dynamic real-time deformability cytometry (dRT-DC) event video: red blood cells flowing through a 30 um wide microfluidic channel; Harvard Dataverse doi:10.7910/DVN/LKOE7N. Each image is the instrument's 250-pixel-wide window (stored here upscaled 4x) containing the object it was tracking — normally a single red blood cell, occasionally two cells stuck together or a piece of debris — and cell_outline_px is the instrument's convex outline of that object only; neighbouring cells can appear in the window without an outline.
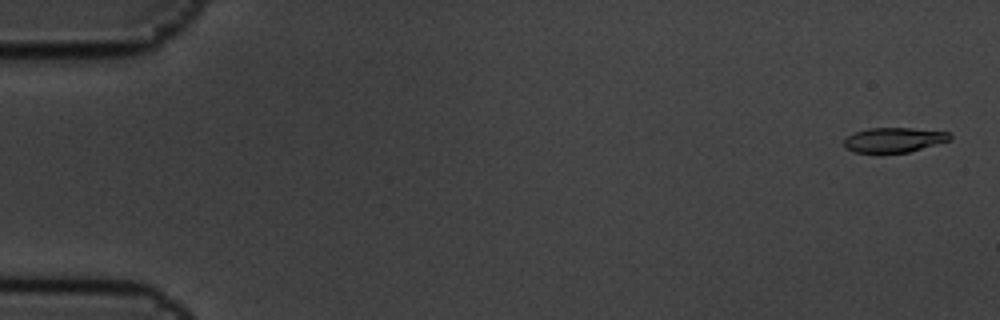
{"species": "common noctule bat (a hibernating species)", "species_latin": "Nyctalus noctula", "temperature_condition": "cold", "stored_images_in_passage": 5, "camera_frame_rate_fps": 3000, "um_per_image_px": 0.085, "animal": {"sex": "male", "body_mass_g": 19.5, "forearm_length_mm": 54.6}, "frame": {"image": 1, "passage_image": 1, "time_ms": 0.0, "image_size_px": [1000, 320], "cell_outline_px": [[952, 140], [908, 152], [880, 156], [852, 152], [844, 148], [844, 136], [868, 128], [912, 128], [948, 132], [952, 136]], "centroid_in_image_um": [75.91, 11.94], "position_along_channel_um": 9.1, "area_um2": 16.13}}